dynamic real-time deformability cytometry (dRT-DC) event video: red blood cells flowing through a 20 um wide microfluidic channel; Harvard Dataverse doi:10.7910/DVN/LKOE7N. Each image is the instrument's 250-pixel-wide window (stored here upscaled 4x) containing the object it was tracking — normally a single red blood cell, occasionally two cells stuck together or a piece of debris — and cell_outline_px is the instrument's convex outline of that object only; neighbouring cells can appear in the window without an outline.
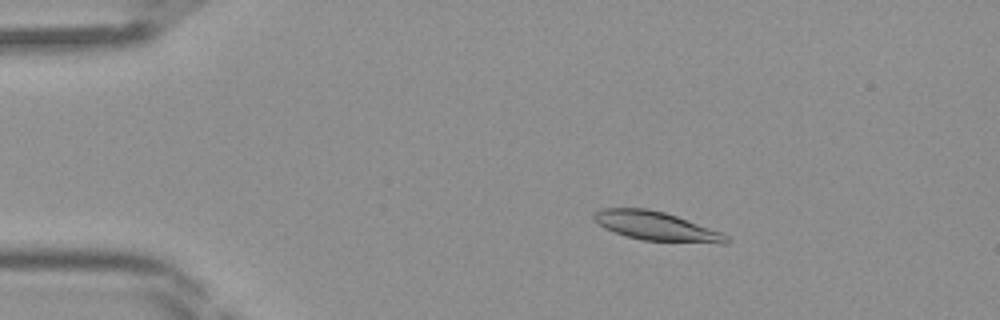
{"species": "Egyptian fruit bat (a non-hibernating species)", "species_latin": "Rousettus aegyptiacus", "temperature_condition": "room temperature", "stored_images_in_passage": 42, "camera_frame_rate_fps": 3000, "um_per_image_px": 0.085, "frame": {"image": 1, "passage_image": 6, "time_ms": 1.667, "image_size_px": [1000, 320], "cell_outline_px": [[728, 244], [720, 244], [644, 240], [628, 236], [604, 228], [592, 216], [596, 212], [604, 208], [644, 208], [664, 212], [676, 216], [720, 232], [728, 236]], "centroid_in_image_um": [55.81, 19.23], "position_along_channel_um": 29.2, "area_um2": 21.91}}
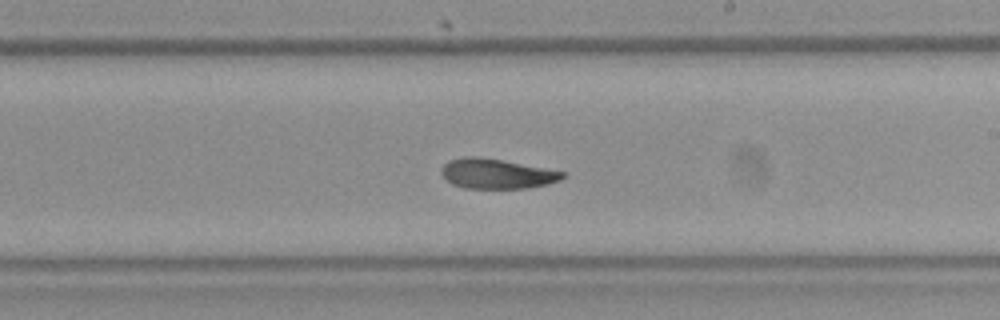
{"frame": {"image": 2, "passage_image": 24, "time_ms": 7.667, "image_size_px": [1000, 320], "cell_outline_px": [[568, 176], [560, 180], [548, 184], [524, 188], [464, 188], [452, 184], [440, 172], [440, 168], [448, 160], [464, 156], [476, 156], [500, 160], [568, 172]], "centroid_in_image_um": [42.23, 14.76], "position_along_channel_um": 246.8, "area_um2": 21.15}}
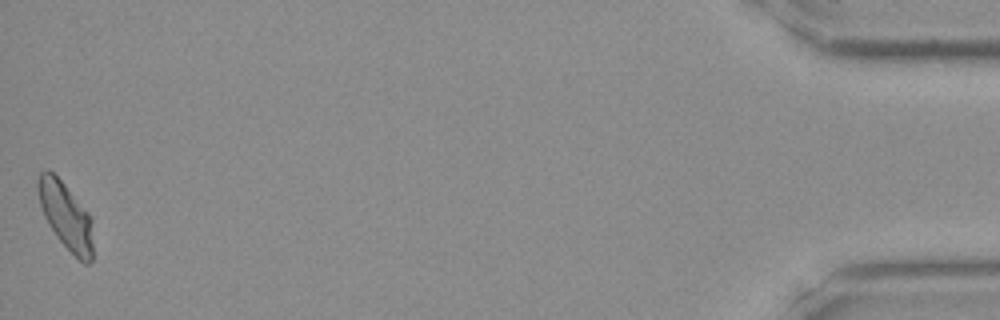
{"frame": {"image": 3, "passage_image": 42, "time_ms": 13.667, "image_size_px": [1000, 320], "cell_outline_px": [[92, 260], [88, 264], [84, 264], [56, 236], [48, 224], [44, 216], [40, 204], [36, 188], [36, 180], [40, 172], [48, 168], [64, 184], [92, 216]], "centroid_in_image_um": [5.58, 18.31], "position_along_channel_um": 429.6, "area_um2": 21.44}}